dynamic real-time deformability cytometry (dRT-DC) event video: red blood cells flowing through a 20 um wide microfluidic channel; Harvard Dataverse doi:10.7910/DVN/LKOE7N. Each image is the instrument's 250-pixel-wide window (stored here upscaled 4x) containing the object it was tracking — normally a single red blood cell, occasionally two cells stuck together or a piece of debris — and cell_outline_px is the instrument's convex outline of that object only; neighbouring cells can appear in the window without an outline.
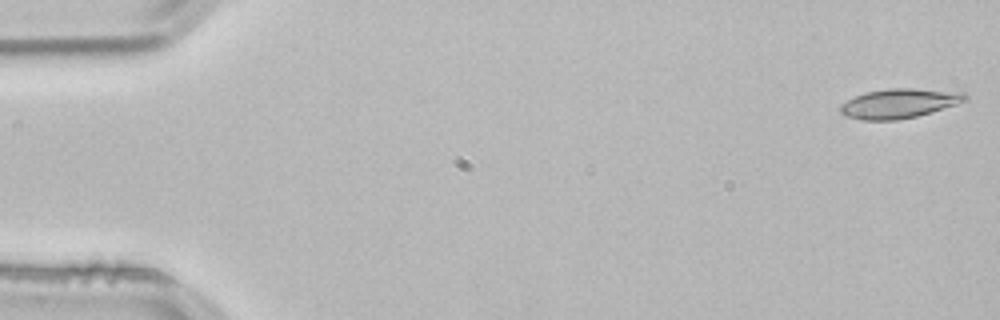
{"species": "common noctule bat (a hibernating species)", "species_latin": "Nyctalus noctula", "temperature_condition": "room temperature", "stored_images_in_passage": 47, "camera_frame_rate_fps": 3000, "um_per_image_px": 0.085, "animal": {"sex": "male", "body_mass_g": 21.5, "forearm_length_mm": 52.0}, "frame": {"image": 1, "passage_image": 1, "time_ms": 0.0, "image_size_px": [1000, 320], "cell_outline_px": [[968, 100], [956, 104], [916, 116], [896, 120], [864, 120], [844, 116], [840, 112], [840, 104], [864, 92], [888, 88], [912, 88], [964, 92], [968, 96]], "centroid_in_image_um": [76.41, 8.78], "position_along_channel_um": 8.6, "area_um2": 21.39}}
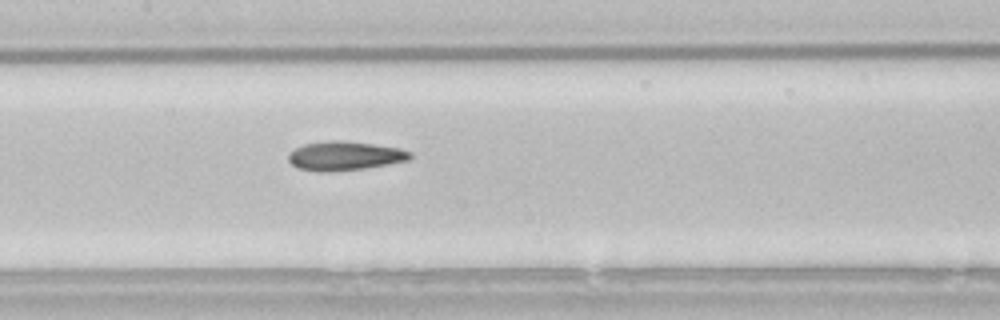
{"frame": {"image": 2, "passage_image": 25, "time_ms": 8.0, "image_size_px": [1000, 320], "cell_outline_px": [[412, 156], [408, 160], [388, 164], [364, 168], [328, 172], [320, 172], [296, 168], [288, 160], [288, 152], [304, 144], [332, 140], [340, 140], [372, 144], [400, 148], [412, 152]], "centroid_in_image_um": [29.28, 13.25], "position_along_channel_um": 178.1, "area_um2": 20.58}}
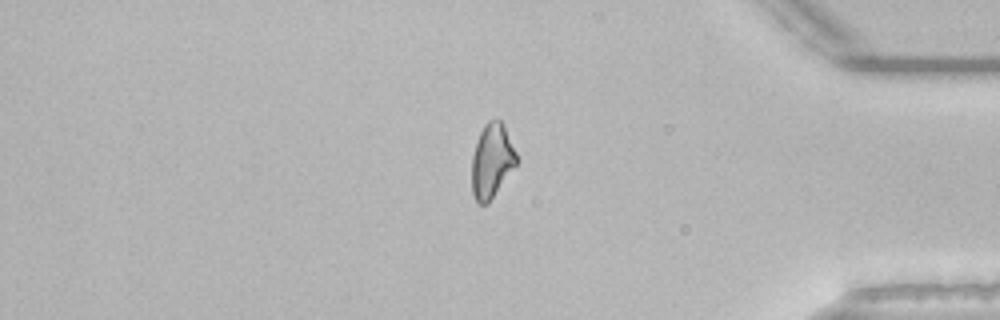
{"frame": {"image": 3, "passage_image": 44, "time_ms": 14.333, "image_size_px": [1000, 320], "cell_outline_px": [[520, 160], [488, 204], [476, 204], [472, 192], [472, 156], [480, 132], [484, 124], [488, 120], [500, 120], [504, 124]], "centroid_in_image_um": [41.82, 13.69], "position_along_channel_um": 393.4, "area_um2": 19.59}}